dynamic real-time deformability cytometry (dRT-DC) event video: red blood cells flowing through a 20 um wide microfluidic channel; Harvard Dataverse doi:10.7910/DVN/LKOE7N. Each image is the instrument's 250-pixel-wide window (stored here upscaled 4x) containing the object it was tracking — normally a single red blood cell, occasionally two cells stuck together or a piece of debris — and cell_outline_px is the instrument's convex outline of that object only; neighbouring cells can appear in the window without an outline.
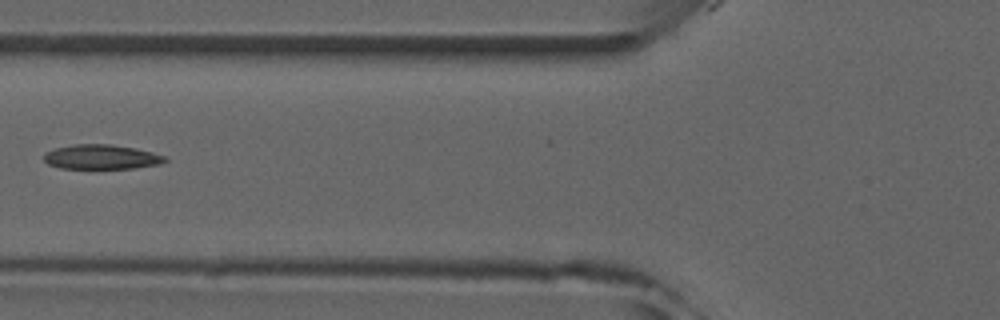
{"species": "common noctule bat (a hibernating species)", "species_latin": "Nyctalus noctula", "temperature_condition": "room temperature", "stored_images_in_passage": 7, "camera_frame_rate_fps": 3000, "um_per_image_px": 0.085, "animal": {"sex": "male", "forearm_length_mm": 52.5}, "frame": {"image": 1, "passage_image": 7, "time_ms": 7.0, "image_size_px": [1000, 320], "cell_outline_px": [[168, 160], [160, 164], [132, 168], [60, 168], [48, 164], [44, 160], [44, 152], [56, 148], [72, 144], [112, 144], [136, 148], [152, 152], [164, 156]], "centroid_in_image_um": [8.6, 13.33], "position_along_channel_um": 117.2, "area_um2": 17.34}}